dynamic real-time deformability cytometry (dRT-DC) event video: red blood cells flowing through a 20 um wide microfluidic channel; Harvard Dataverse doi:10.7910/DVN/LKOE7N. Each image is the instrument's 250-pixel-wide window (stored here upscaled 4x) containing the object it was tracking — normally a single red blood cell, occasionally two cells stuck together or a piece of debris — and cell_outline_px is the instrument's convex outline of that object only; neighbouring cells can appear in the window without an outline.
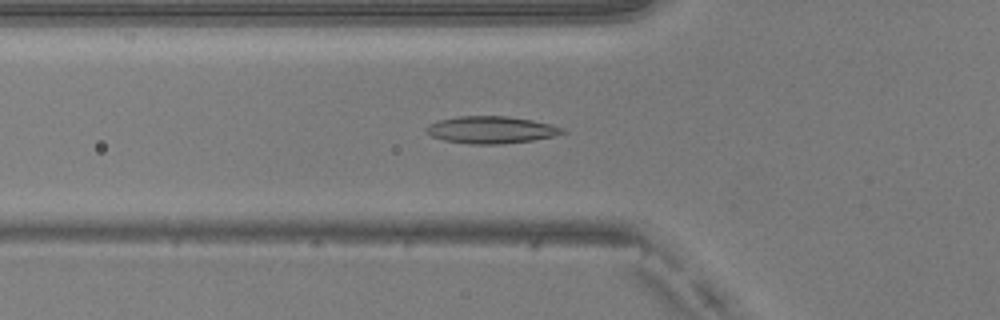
{"species": "common noctule bat (a hibernating species)", "species_latin": "Nyctalus noctula", "temperature_condition": "warm", "stored_images_in_passage": 50, "camera_frame_rate_fps": 3000, "um_per_image_px": 0.085, "animal": {"sex": "male", "body_mass_g": 20.5, "forearm_length_mm": 52.5}, "frame": {"image": 1, "passage_image": 18, "time_ms": 5.667, "image_size_px": [1000, 320], "cell_outline_px": [[568, 132], [552, 136], [532, 140], [500, 144], [472, 144], [444, 140], [432, 136], [424, 132], [424, 128], [428, 124], [440, 120], [456, 116], [508, 116], [532, 120], [552, 124], [564, 128]], "centroid_in_image_um": [41.73, 11.03], "position_along_channel_um": 84.1, "area_um2": 21.62}}
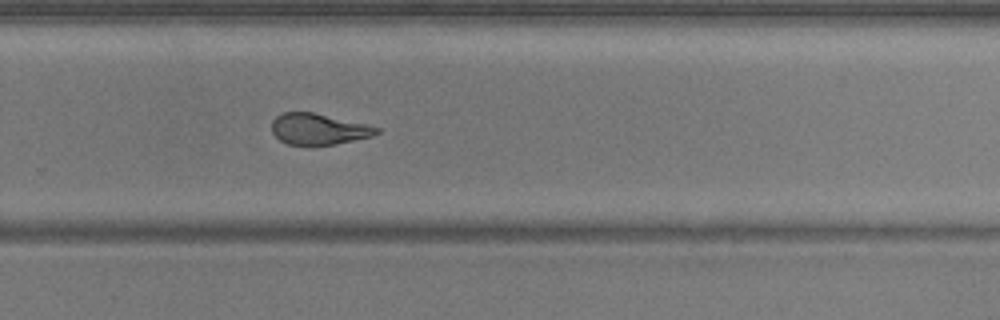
{"frame": {"image": 2, "passage_image": 34, "time_ms": 11.0, "image_size_px": [1000, 320], "cell_outline_px": [[380, 132], [372, 136], [336, 144], [288, 144], [280, 140], [272, 132], [272, 120], [280, 112], [312, 112], [364, 124], [380, 128]], "centroid_in_image_um": [27.05, 10.96], "position_along_channel_um": 302.8, "area_um2": 18.67}}
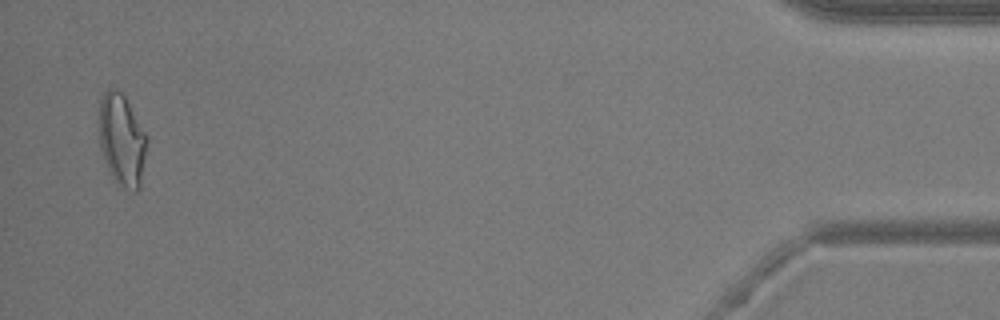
{"frame": {"image": 3, "passage_image": 49, "time_ms": 16.0, "image_size_px": [1000, 320], "cell_outline_px": [[148, 140], [140, 188], [136, 192], [132, 192], [116, 184], [112, 180], [104, 160], [100, 148], [96, 124], [100, 100], [104, 92], [108, 88], [116, 88], [124, 92], [148, 136]], "centroid_in_image_um": [10.33, 11.86], "position_along_channel_um": 424.9, "area_um2": 27.05}, "authors_computed_cell_mechanics": {"area_um2": 21.1837, "velocity_mm_per_s": 4.0847, "shape_relaxation_time_tau1_ms": null, "shape_relaxation_time_tau2_ms": 1.3491, "deformation_change_tau1": null, "deformation_change_tau2": 0.0922}}